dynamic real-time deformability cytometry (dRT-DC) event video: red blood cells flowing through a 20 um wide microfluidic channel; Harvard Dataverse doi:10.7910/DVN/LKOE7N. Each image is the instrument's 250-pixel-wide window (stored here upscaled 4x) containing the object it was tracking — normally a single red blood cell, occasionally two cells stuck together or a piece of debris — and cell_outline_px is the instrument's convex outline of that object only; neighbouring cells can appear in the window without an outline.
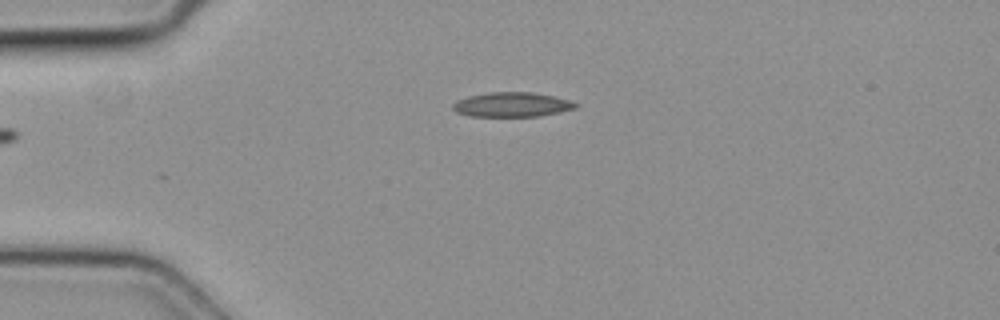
{"species": "common noctule bat (a hibernating species)", "species_latin": "Nyctalus noctula", "temperature_condition": "cold", "stored_images_in_passage": 2, "camera_frame_rate_fps": 3000, "um_per_image_px": 0.085, "animal": {"sex": "female", "body_mass_g": 19.3, "forearm_length_mm": 54.1}, "frame": {"image": 1, "passage_image": 1, "time_ms": 0.0, "image_size_px": [1000, 320], "cell_outline_px": [[580, 104], [576, 108], [560, 112], [540, 116], [468, 116], [456, 112], [452, 108], [452, 104], [456, 100], [468, 96], [488, 92], [532, 92], [552, 96], [568, 100]], "centroid_in_image_um": [43.49, 8.89], "position_along_channel_um": 41.5, "area_um2": 17.63}}